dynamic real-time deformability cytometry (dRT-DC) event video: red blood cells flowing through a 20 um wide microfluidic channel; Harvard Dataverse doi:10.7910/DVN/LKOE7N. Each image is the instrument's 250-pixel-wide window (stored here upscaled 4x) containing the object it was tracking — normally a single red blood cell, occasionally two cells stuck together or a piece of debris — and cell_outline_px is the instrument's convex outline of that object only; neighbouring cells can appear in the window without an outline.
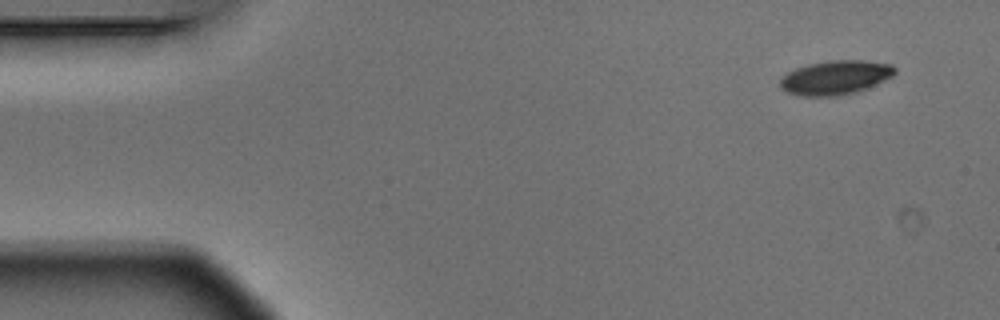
{"species": "Egyptian fruit bat (a non-hibernating species)", "species_latin": "Rousettus aegyptiacus", "temperature_condition": "warm", "stored_images_in_passage": 5, "camera_frame_rate_fps": 3000, "um_per_image_px": 0.085, "animal": {"sex": "male"}, "frame": {"image": 1, "passage_image": 1, "time_ms": 0.0, "image_size_px": [1000, 320], "cell_outline_px": [[896, 72], [892, 76], [884, 80], [864, 88], [840, 96], [800, 96], [788, 92], [780, 88], [780, 80], [788, 72], [796, 68], [808, 64], [832, 60], [864, 60], [892, 64], [896, 68]], "centroid_in_image_um": [71.0, 6.58], "position_along_channel_um": 14.0, "area_um2": 22.6}}
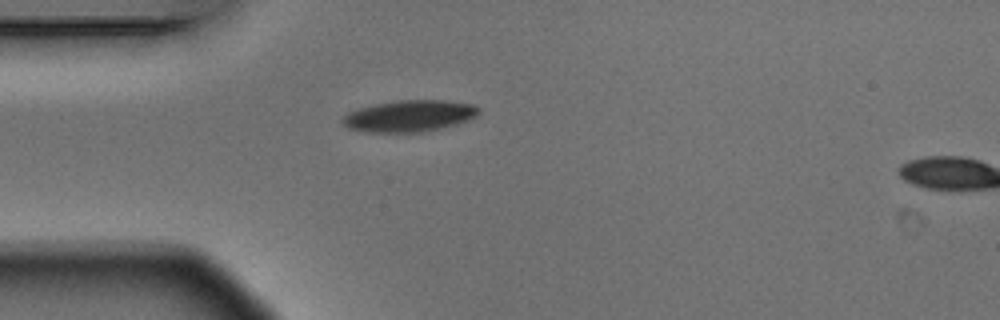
{"frame": {"image": 2, "passage_image": 4, "time_ms": 1.0, "image_size_px": [1000, 320], "cell_outline_px": [[480, 112], [476, 116], [468, 120], [440, 128], [420, 132], [368, 132], [348, 128], [340, 120], [348, 112], [356, 108], [396, 100], [444, 100], [472, 104], [480, 108]], "centroid_in_image_um": [34.77, 9.85], "position_along_channel_um": 50.2, "area_um2": 24.97}}